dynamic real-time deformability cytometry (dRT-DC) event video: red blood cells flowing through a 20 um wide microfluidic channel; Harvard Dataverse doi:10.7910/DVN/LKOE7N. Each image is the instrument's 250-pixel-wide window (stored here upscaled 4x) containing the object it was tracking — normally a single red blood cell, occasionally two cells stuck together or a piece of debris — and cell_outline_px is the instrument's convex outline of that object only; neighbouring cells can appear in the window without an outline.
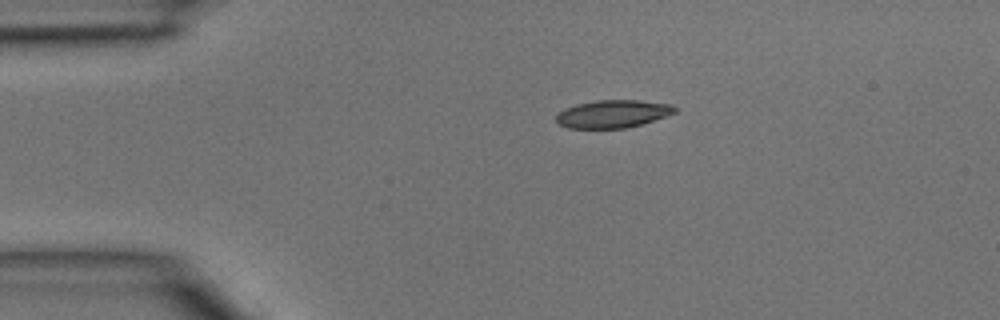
{"species": "common noctule bat (a hibernating species)", "species_latin": "Nyctalus noctula", "temperature_condition": "room temperature", "stored_images_in_passage": 37, "camera_frame_rate_fps": 3000, "um_per_image_px": 0.085, "animal": {"sex": "male", "body_mass_g": 15.6}, "frame": {"image": 1, "passage_image": 1, "time_ms": 0.0, "image_size_px": [1000, 320], "cell_outline_px": [[676, 112], [640, 124], [624, 128], [568, 128], [560, 124], [556, 120], [556, 116], [564, 108], [576, 104], [596, 100], [636, 100], [672, 104], [676, 108]], "centroid_in_image_um": [52.06, 9.67], "position_along_channel_um": 32.9, "area_um2": 18.96}}
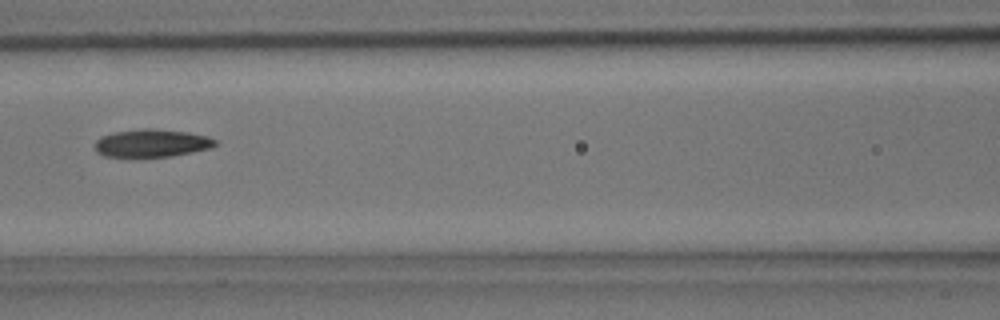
{"frame": {"image": 2, "passage_image": 12, "time_ms": 3.667, "image_size_px": [1000, 320], "cell_outline_px": [[220, 144], [212, 148], [172, 156], [104, 156], [96, 152], [96, 140], [100, 136], [112, 132], [140, 128], [152, 128], [188, 132], [208, 136], [216, 140]], "centroid_in_image_um": [12.93, 12.15], "position_along_channel_um": 153.7, "area_um2": 19.65}}
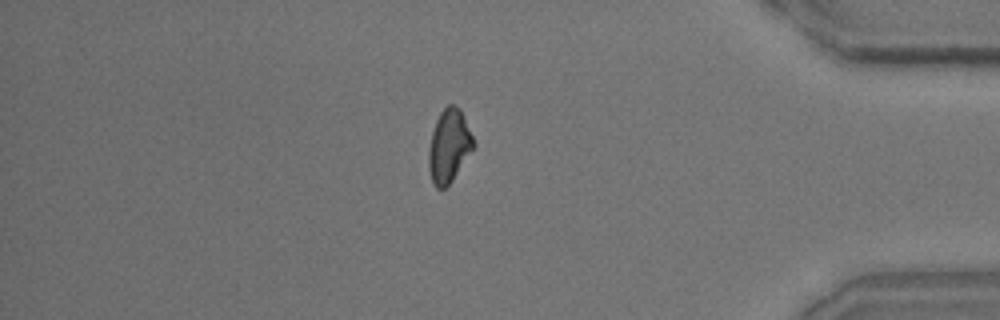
{"frame": {"image": 3, "passage_image": 31, "time_ms": 10.0, "image_size_px": [1000, 320], "cell_outline_px": [[476, 144], [452, 180], [444, 188], [436, 188], [432, 184], [428, 168], [428, 148], [432, 132], [436, 120], [440, 112], [448, 104], [452, 104], [460, 108]], "centroid_in_image_um": [38.14, 12.4], "position_along_channel_um": 397.1, "area_um2": 19.07}}